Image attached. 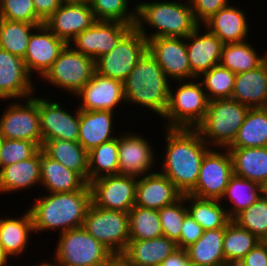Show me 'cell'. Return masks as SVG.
Instances as JSON below:
<instances>
[{
	"mask_svg": "<svg viewBox=\"0 0 267 266\" xmlns=\"http://www.w3.org/2000/svg\"><path fill=\"white\" fill-rule=\"evenodd\" d=\"M23 101L13 100V103L6 105L0 116V134L3 139L28 140L42 148L38 97L34 94Z\"/></svg>",
	"mask_w": 267,
	"mask_h": 266,
	"instance_id": "cell-11",
	"label": "cell"
},
{
	"mask_svg": "<svg viewBox=\"0 0 267 266\" xmlns=\"http://www.w3.org/2000/svg\"><path fill=\"white\" fill-rule=\"evenodd\" d=\"M34 198L29 207L34 232H47L52 229L63 233L82 227L88 208L91 205V190L87 184L82 190L66 193H46Z\"/></svg>",
	"mask_w": 267,
	"mask_h": 266,
	"instance_id": "cell-2",
	"label": "cell"
},
{
	"mask_svg": "<svg viewBox=\"0 0 267 266\" xmlns=\"http://www.w3.org/2000/svg\"><path fill=\"white\" fill-rule=\"evenodd\" d=\"M38 97L41 135L43 144L48 140L62 139L78 142L79 108L75 114L61 106L60 102Z\"/></svg>",
	"mask_w": 267,
	"mask_h": 266,
	"instance_id": "cell-17",
	"label": "cell"
},
{
	"mask_svg": "<svg viewBox=\"0 0 267 266\" xmlns=\"http://www.w3.org/2000/svg\"><path fill=\"white\" fill-rule=\"evenodd\" d=\"M129 213V240L154 239L163 235L158 210L133 206Z\"/></svg>",
	"mask_w": 267,
	"mask_h": 266,
	"instance_id": "cell-40",
	"label": "cell"
},
{
	"mask_svg": "<svg viewBox=\"0 0 267 266\" xmlns=\"http://www.w3.org/2000/svg\"><path fill=\"white\" fill-rule=\"evenodd\" d=\"M35 13L44 23L63 3L61 0H33Z\"/></svg>",
	"mask_w": 267,
	"mask_h": 266,
	"instance_id": "cell-51",
	"label": "cell"
},
{
	"mask_svg": "<svg viewBox=\"0 0 267 266\" xmlns=\"http://www.w3.org/2000/svg\"><path fill=\"white\" fill-rule=\"evenodd\" d=\"M0 18L36 25L44 24L35 13L33 0H0Z\"/></svg>",
	"mask_w": 267,
	"mask_h": 266,
	"instance_id": "cell-47",
	"label": "cell"
},
{
	"mask_svg": "<svg viewBox=\"0 0 267 266\" xmlns=\"http://www.w3.org/2000/svg\"><path fill=\"white\" fill-rule=\"evenodd\" d=\"M34 232L30 212L27 210L19 218L0 217V243L9 257L23 255Z\"/></svg>",
	"mask_w": 267,
	"mask_h": 266,
	"instance_id": "cell-30",
	"label": "cell"
},
{
	"mask_svg": "<svg viewBox=\"0 0 267 266\" xmlns=\"http://www.w3.org/2000/svg\"><path fill=\"white\" fill-rule=\"evenodd\" d=\"M204 233V229L189 215L185 216L182 223L180 239L176 242L178 248H187L195 243Z\"/></svg>",
	"mask_w": 267,
	"mask_h": 266,
	"instance_id": "cell-49",
	"label": "cell"
},
{
	"mask_svg": "<svg viewBox=\"0 0 267 266\" xmlns=\"http://www.w3.org/2000/svg\"><path fill=\"white\" fill-rule=\"evenodd\" d=\"M41 149L31 158L0 169V194L29 190L41 182Z\"/></svg>",
	"mask_w": 267,
	"mask_h": 266,
	"instance_id": "cell-27",
	"label": "cell"
},
{
	"mask_svg": "<svg viewBox=\"0 0 267 266\" xmlns=\"http://www.w3.org/2000/svg\"><path fill=\"white\" fill-rule=\"evenodd\" d=\"M233 221L254 234L260 241H267V196L258 199L240 212Z\"/></svg>",
	"mask_w": 267,
	"mask_h": 266,
	"instance_id": "cell-44",
	"label": "cell"
},
{
	"mask_svg": "<svg viewBox=\"0 0 267 266\" xmlns=\"http://www.w3.org/2000/svg\"><path fill=\"white\" fill-rule=\"evenodd\" d=\"M160 173L184 195L196 186L204 155L211 149L196 128H166ZM209 147V148H208Z\"/></svg>",
	"mask_w": 267,
	"mask_h": 266,
	"instance_id": "cell-1",
	"label": "cell"
},
{
	"mask_svg": "<svg viewBox=\"0 0 267 266\" xmlns=\"http://www.w3.org/2000/svg\"><path fill=\"white\" fill-rule=\"evenodd\" d=\"M96 21L94 12L88 3L63 2L44 22V25L58 38L69 44Z\"/></svg>",
	"mask_w": 267,
	"mask_h": 266,
	"instance_id": "cell-21",
	"label": "cell"
},
{
	"mask_svg": "<svg viewBox=\"0 0 267 266\" xmlns=\"http://www.w3.org/2000/svg\"><path fill=\"white\" fill-rule=\"evenodd\" d=\"M67 43L53 34L44 24L31 34L26 54L23 58L28 72L40 78L59 57ZM34 72V73H33Z\"/></svg>",
	"mask_w": 267,
	"mask_h": 266,
	"instance_id": "cell-19",
	"label": "cell"
},
{
	"mask_svg": "<svg viewBox=\"0 0 267 266\" xmlns=\"http://www.w3.org/2000/svg\"><path fill=\"white\" fill-rule=\"evenodd\" d=\"M30 266H56V263H55V261H54V263H50V262H48V260H47V262H41V264L39 263V265H38V263H37V265H30Z\"/></svg>",
	"mask_w": 267,
	"mask_h": 266,
	"instance_id": "cell-57",
	"label": "cell"
},
{
	"mask_svg": "<svg viewBox=\"0 0 267 266\" xmlns=\"http://www.w3.org/2000/svg\"><path fill=\"white\" fill-rule=\"evenodd\" d=\"M129 1L132 0H89L88 4L96 20L119 21L135 25L136 5L134 9H129Z\"/></svg>",
	"mask_w": 267,
	"mask_h": 266,
	"instance_id": "cell-43",
	"label": "cell"
},
{
	"mask_svg": "<svg viewBox=\"0 0 267 266\" xmlns=\"http://www.w3.org/2000/svg\"><path fill=\"white\" fill-rule=\"evenodd\" d=\"M231 98L249 108L267 107V59L255 69L236 74Z\"/></svg>",
	"mask_w": 267,
	"mask_h": 266,
	"instance_id": "cell-26",
	"label": "cell"
},
{
	"mask_svg": "<svg viewBox=\"0 0 267 266\" xmlns=\"http://www.w3.org/2000/svg\"><path fill=\"white\" fill-rule=\"evenodd\" d=\"M171 84L173 82L147 51L124 81L125 106L137 104L162 118L168 106Z\"/></svg>",
	"mask_w": 267,
	"mask_h": 266,
	"instance_id": "cell-4",
	"label": "cell"
},
{
	"mask_svg": "<svg viewBox=\"0 0 267 266\" xmlns=\"http://www.w3.org/2000/svg\"><path fill=\"white\" fill-rule=\"evenodd\" d=\"M200 25L194 32L186 37V48L188 53L191 73L199 78L220 63L224 43L206 28L200 33ZM203 33V34H202Z\"/></svg>",
	"mask_w": 267,
	"mask_h": 266,
	"instance_id": "cell-22",
	"label": "cell"
},
{
	"mask_svg": "<svg viewBox=\"0 0 267 266\" xmlns=\"http://www.w3.org/2000/svg\"><path fill=\"white\" fill-rule=\"evenodd\" d=\"M189 2L200 25L230 3L229 0H189Z\"/></svg>",
	"mask_w": 267,
	"mask_h": 266,
	"instance_id": "cell-48",
	"label": "cell"
},
{
	"mask_svg": "<svg viewBox=\"0 0 267 266\" xmlns=\"http://www.w3.org/2000/svg\"><path fill=\"white\" fill-rule=\"evenodd\" d=\"M104 266H132L122 255L113 257Z\"/></svg>",
	"mask_w": 267,
	"mask_h": 266,
	"instance_id": "cell-53",
	"label": "cell"
},
{
	"mask_svg": "<svg viewBox=\"0 0 267 266\" xmlns=\"http://www.w3.org/2000/svg\"><path fill=\"white\" fill-rule=\"evenodd\" d=\"M183 194L159 171L138 177L135 206L159 210L178 201Z\"/></svg>",
	"mask_w": 267,
	"mask_h": 266,
	"instance_id": "cell-23",
	"label": "cell"
},
{
	"mask_svg": "<svg viewBox=\"0 0 267 266\" xmlns=\"http://www.w3.org/2000/svg\"><path fill=\"white\" fill-rule=\"evenodd\" d=\"M41 148L28 140L3 139L0 146V169L33 157Z\"/></svg>",
	"mask_w": 267,
	"mask_h": 266,
	"instance_id": "cell-46",
	"label": "cell"
},
{
	"mask_svg": "<svg viewBox=\"0 0 267 266\" xmlns=\"http://www.w3.org/2000/svg\"><path fill=\"white\" fill-rule=\"evenodd\" d=\"M178 248L177 243L164 235L146 240H129L121 254L132 266H159Z\"/></svg>",
	"mask_w": 267,
	"mask_h": 266,
	"instance_id": "cell-28",
	"label": "cell"
},
{
	"mask_svg": "<svg viewBox=\"0 0 267 266\" xmlns=\"http://www.w3.org/2000/svg\"><path fill=\"white\" fill-rule=\"evenodd\" d=\"M66 3H88L89 0H61Z\"/></svg>",
	"mask_w": 267,
	"mask_h": 266,
	"instance_id": "cell-56",
	"label": "cell"
},
{
	"mask_svg": "<svg viewBox=\"0 0 267 266\" xmlns=\"http://www.w3.org/2000/svg\"><path fill=\"white\" fill-rule=\"evenodd\" d=\"M38 26L40 25L0 18V49L24 58L32 31Z\"/></svg>",
	"mask_w": 267,
	"mask_h": 266,
	"instance_id": "cell-39",
	"label": "cell"
},
{
	"mask_svg": "<svg viewBox=\"0 0 267 266\" xmlns=\"http://www.w3.org/2000/svg\"><path fill=\"white\" fill-rule=\"evenodd\" d=\"M261 242L254 234L231 220L225 227L223 255L225 260L243 259L245 255Z\"/></svg>",
	"mask_w": 267,
	"mask_h": 266,
	"instance_id": "cell-41",
	"label": "cell"
},
{
	"mask_svg": "<svg viewBox=\"0 0 267 266\" xmlns=\"http://www.w3.org/2000/svg\"><path fill=\"white\" fill-rule=\"evenodd\" d=\"M32 75L23 58L0 49V99L19 100L33 96Z\"/></svg>",
	"mask_w": 267,
	"mask_h": 266,
	"instance_id": "cell-20",
	"label": "cell"
},
{
	"mask_svg": "<svg viewBox=\"0 0 267 266\" xmlns=\"http://www.w3.org/2000/svg\"><path fill=\"white\" fill-rule=\"evenodd\" d=\"M188 214L204 229L225 228L231 221L221 200L185 194ZM222 204V205H221Z\"/></svg>",
	"mask_w": 267,
	"mask_h": 266,
	"instance_id": "cell-33",
	"label": "cell"
},
{
	"mask_svg": "<svg viewBox=\"0 0 267 266\" xmlns=\"http://www.w3.org/2000/svg\"><path fill=\"white\" fill-rule=\"evenodd\" d=\"M259 51L247 41L224 44L220 65L235 74L255 69L267 59L266 54L259 55Z\"/></svg>",
	"mask_w": 267,
	"mask_h": 266,
	"instance_id": "cell-37",
	"label": "cell"
},
{
	"mask_svg": "<svg viewBox=\"0 0 267 266\" xmlns=\"http://www.w3.org/2000/svg\"><path fill=\"white\" fill-rule=\"evenodd\" d=\"M248 110V106L232 98L211 100L204 120L196 129L210 148L228 149Z\"/></svg>",
	"mask_w": 267,
	"mask_h": 266,
	"instance_id": "cell-5",
	"label": "cell"
},
{
	"mask_svg": "<svg viewBox=\"0 0 267 266\" xmlns=\"http://www.w3.org/2000/svg\"><path fill=\"white\" fill-rule=\"evenodd\" d=\"M222 266H247L242 259L225 260Z\"/></svg>",
	"mask_w": 267,
	"mask_h": 266,
	"instance_id": "cell-55",
	"label": "cell"
},
{
	"mask_svg": "<svg viewBox=\"0 0 267 266\" xmlns=\"http://www.w3.org/2000/svg\"><path fill=\"white\" fill-rule=\"evenodd\" d=\"M56 266H69V265H64V264H56Z\"/></svg>",
	"mask_w": 267,
	"mask_h": 266,
	"instance_id": "cell-60",
	"label": "cell"
},
{
	"mask_svg": "<svg viewBox=\"0 0 267 266\" xmlns=\"http://www.w3.org/2000/svg\"><path fill=\"white\" fill-rule=\"evenodd\" d=\"M135 25L119 21L97 20L78 34L69 44L78 52L96 60L110 52L119 40ZM74 45V46H73Z\"/></svg>",
	"mask_w": 267,
	"mask_h": 266,
	"instance_id": "cell-16",
	"label": "cell"
},
{
	"mask_svg": "<svg viewBox=\"0 0 267 266\" xmlns=\"http://www.w3.org/2000/svg\"><path fill=\"white\" fill-rule=\"evenodd\" d=\"M264 194L267 196V185L264 187Z\"/></svg>",
	"mask_w": 267,
	"mask_h": 266,
	"instance_id": "cell-58",
	"label": "cell"
},
{
	"mask_svg": "<svg viewBox=\"0 0 267 266\" xmlns=\"http://www.w3.org/2000/svg\"><path fill=\"white\" fill-rule=\"evenodd\" d=\"M242 260L247 266H267V241L259 242Z\"/></svg>",
	"mask_w": 267,
	"mask_h": 266,
	"instance_id": "cell-50",
	"label": "cell"
},
{
	"mask_svg": "<svg viewBox=\"0 0 267 266\" xmlns=\"http://www.w3.org/2000/svg\"><path fill=\"white\" fill-rule=\"evenodd\" d=\"M114 114L109 110L87 111L79 109L78 143L89 152L98 145L116 137Z\"/></svg>",
	"mask_w": 267,
	"mask_h": 266,
	"instance_id": "cell-25",
	"label": "cell"
},
{
	"mask_svg": "<svg viewBox=\"0 0 267 266\" xmlns=\"http://www.w3.org/2000/svg\"><path fill=\"white\" fill-rule=\"evenodd\" d=\"M220 9L202 24L209 32L216 35L224 44L247 41L249 21L245 12L233 3Z\"/></svg>",
	"mask_w": 267,
	"mask_h": 266,
	"instance_id": "cell-24",
	"label": "cell"
},
{
	"mask_svg": "<svg viewBox=\"0 0 267 266\" xmlns=\"http://www.w3.org/2000/svg\"><path fill=\"white\" fill-rule=\"evenodd\" d=\"M147 52V39L132 27L108 53L95 60L96 72L124 82Z\"/></svg>",
	"mask_w": 267,
	"mask_h": 266,
	"instance_id": "cell-10",
	"label": "cell"
},
{
	"mask_svg": "<svg viewBox=\"0 0 267 266\" xmlns=\"http://www.w3.org/2000/svg\"><path fill=\"white\" fill-rule=\"evenodd\" d=\"M159 266H201L191 262L186 249L177 248L167 258H165Z\"/></svg>",
	"mask_w": 267,
	"mask_h": 266,
	"instance_id": "cell-52",
	"label": "cell"
},
{
	"mask_svg": "<svg viewBox=\"0 0 267 266\" xmlns=\"http://www.w3.org/2000/svg\"><path fill=\"white\" fill-rule=\"evenodd\" d=\"M267 147V107L249 108L229 148Z\"/></svg>",
	"mask_w": 267,
	"mask_h": 266,
	"instance_id": "cell-36",
	"label": "cell"
},
{
	"mask_svg": "<svg viewBox=\"0 0 267 266\" xmlns=\"http://www.w3.org/2000/svg\"><path fill=\"white\" fill-rule=\"evenodd\" d=\"M236 74L218 64L204 72L200 77L208 100L231 98ZM201 78V79H200Z\"/></svg>",
	"mask_w": 267,
	"mask_h": 266,
	"instance_id": "cell-42",
	"label": "cell"
},
{
	"mask_svg": "<svg viewBox=\"0 0 267 266\" xmlns=\"http://www.w3.org/2000/svg\"><path fill=\"white\" fill-rule=\"evenodd\" d=\"M147 51L171 81L192 80L186 38L158 37L147 40Z\"/></svg>",
	"mask_w": 267,
	"mask_h": 266,
	"instance_id": "cell-14",
	"label": "cell"
},
{
	"mask_svg": "<svg viewBox=\"0 0 267 266\" xmlns=\"http://www.w3.org/2000/svg\"><path fill=\"white\" fill-rule=\"evenodd\" d=\"M198 80V81H197ZM178 82V86L170 87L169 102L162 120L163 128H196L205 118L209 100L199 78Z\"/></svg>",
	"mask_w": 267,
	"mask_h": 266,
	"instance_id": "cell-6",
	"label": "cell"
},
{
	"mask_svg": "<svg viewBox=\"0 0 267 266\" xmlns=\"http://www.w3.org/2000/svg\"><path fill=\"white\" fill-rule=\"evenodd\" d=\"M142 135L133 132L118 133L119 175L140 177L153 173L155 159L152 143ZM153 148V149H152Z\"/></svg>",
	"mask_w": 267,
	"mask_h": 266,
	"instance_id": "cell-15",
	"label": "cell"
},
{
	"mask_svg": "<svg viewBox=\"0 0 267 266\" xmlns=\"http://www.w3.org/2000/svg\"><path fill=\"white\" fill-rule=\"evenodd\" d=\"M232 175L233 163L229 150L211 148L204 155L196 186L189 194L221 200Z\"/></svg>",
	"mask_w": 267,
	"mask_h": 266,
	"instance_id": "cell-12",
	"label": "cell"
},
{
	"mask_svg": "<svg viewBox=\"0 0 267 266\" xmlns=\"http://www.w3.org/2000/svg\"><path fill=\"white\" fill-rule=\"evenodd\" d=\"M12 259L9 255L5 252L3 246L0 243V266H12L8 264V260Z\"/></svg>",
	"mask_w": 267,
	"mask_h": 266,
	"instance_id": "cell-54",
	"label": "cell"
},
{
	"mask_svg": "<svg viewBox=\"0 0 267 266\" xmlns=\"http://www.w3.org/2000/svg\"><path fill=\"white\" fill-rule=\"evenodd\" d=\"M232 163L233 174L267 185V147L228 148Z\"/></svg>",
	"mask_w": 267,
	"mask_h": 266,
	"instance_id": "cell-31",
	"label": "cell"
},
{
	"mask_svg": "<svg viewBox=\"0 0 267 266\" xmlns=\"http://www.w3.org/2000/svg\"><path fill=\"white\" fill-rule=\"evenodd\" d=\"M58 236L53 255L56 264L104 266L114 255L82 227L67 230Z\"/></svg>",
	"mask_w": 267,
	"mask_h": 266,
	"instance_id": "cell-7",
	"label": "cell"
},
{
	"mask_svg": "<svg viewBox=\"0 0 267 266\" xmlns=\"http://www.w3.org/2000/svg\"><path fill=\"white\" fill-rule=\"evenodd\" d=\"M118 174V137L88 152V183L99 177Z\"/></svg>",
	"mask_w": 267,
	"mask_h": 266,
	"instance_id": "cell-38",
	"label": "cell"
},
{
	"mask_svg": "<svg viewBox=\"0 0 267 266\" xmlns=\"http://www.w3.org/2000/svg\"><path fill=\"white\" fill-rule=\"evenodd\" d=\"M225 228L204 230L203 235L186 249L191 262L201 266H222Z\"/></svg>",
	"mask_w": 267,
	"mask_h": 266,
	"instance_id": "cell-34",
	"label": "cell"
},
{
	"mask_svg": "<svg viewBox=\"0 0 267 266\" xmlns=\"http://www.w3.org/2000/svg\"><path fill=\"white\" fill-rule=\"evenodd\" d=\"M41 182L48 193H66L82 190L88 183L76 172L64 167L41 149Z\"/></svg>",
	"mask_w": 267,
	"mask_h": 266,
	"instance_id": "cell-29",
	"label": "cell"
},
{
	"mask_svg": "<svg viewBox=\"0 0 267 266\" xmlns=\"http://www.w3.org/2000/svg\"><path fill=\"white\" fill-rule=\"evenodd\" d=\"M81 102L78 104L80 110L113 111L121 104H125L124 82L102 76L97 72L75 95Z\"/></svg>",
	"mask_w": 267,
	"mask_h": 266,
	"instance_id": "cell-18",
	"label": "cell"
},
{
	"mask_svg": "<svg viewBox=\"0 0 267 266\" xmlns=\"http://www.w3.org/2000/svg\"><path fill=\"white\" fill-rule=\"evenodd\" d=\"M163 235L175 242L180 239L182 223L188 214L185 194L175 203L158 210Z\"/></svg>",
	"mask_w": 267,
	"mask_h": 266,
	"instance_id": "cell-45",
	"label": "cell"
},
{
	"mask_svg": "<svg viewBox=\"0 0 267 266\" xmlns=\"http://www.w3.org/2000/svg\"><path fill=\"white\" fill-rule=\"evenodd\" d=\"M138 177L107 175L90 181L91 203L99 208L129 212L136 202Z\"/></svg>",
	"mask_w": 267,
	"mask_h": 266,
	"instance_id": "cell-13",
	"label": "cell"
},
{
	"mask_svg": "<svg viewBox=\"0 0 267 266\" xmlns=\"http://www.w3.org/2000/svg\"><path fill=\"white\" fill-rule=\"evenodd\" d=\"M95 72V60L67 44L41 79L75 96Z\"/></svg>",
	"mask_w": 267,
	"mask_h": 266,
	"instance_id": "cell-8",
	"label": "cell"
},
{
	"mask_svg": "<svg viewBox=\"0 0 267 266\" xmlns=\"http://www.w3.org/2000/svg\"><path fill=\"white\" fill-rule=\"evenodd\" d=\"M41 149L64 167L78 173L88 183V152L78 142L48 140Z\"/></svg>",
	"mask_w": 267,
	"mask_h": 266,
	"instance_id": "cell-32",
	"label": "cell"
},
{
	"mask_svg": "<svg viewBox=\"0 0 267 266\" xmlns=\"http://www.w3.org/2000/svg\"><path fill=\"white\" fill-rule=\"evenodd\" d=\"M129 213L94 206L88 208L82 228L107 247L121 255L129 242Z\"/></svg>",
	"mask_w": 267,
	"mask_h": 266,
	"instance_id": "cell-9",
	"label": "cell"
},
{
	"mask_svg": "<svg viewBox=\"0 0 267 266\" xmlns=\"http://www.w3.org/2000/svg\"><path fill=\"white\" fill-rule=\"evenodd\" d=\"M145 24V25H144ZM154 28L150 33L146 27ZM200 24L196 21L189 0L142 1L136 4L135 28L148 40L158 37L186 38ZM150 34V35H149Z\"/></svg>",
	"mask_w": 267,
	"mask_h": 266,
	"instance_id": "cell-3",
	"label": "cell"
},
{
	"mask_svg": "<svg viewBox=\"0 0 267 266\" xmlns=\"http://www.w3.org/2000/svg\"><path fill=\"white\" fill-rule=\"evenodd\" d=\"M2 141H3V136L0 134V146H1Z\"/></svg>",
	"mask_w": 267,
	"mask_h": 266,
	"instance_id": "cell-59",
	"label": "cell"
},
{
	"mask_svg": "<svg viewBox=\"0 0 267 266\" xmlns=\"http://www.w3.org/2000/svg\"><path fill=\"white\" fill-rule=\"evenodd\" d=\"M263 194L264 187L259 183L233 174L221 201L224 203V199H226V203H231L230 206H228L230 209L227 206L226 209L228 216L233 220L240 212L260 199Z\"/></svg>",
	"mask_w": 267,
	"mask_h": 266,
	"instance_id": "cell-35",
	"label": "cell"
}]
</instances>
